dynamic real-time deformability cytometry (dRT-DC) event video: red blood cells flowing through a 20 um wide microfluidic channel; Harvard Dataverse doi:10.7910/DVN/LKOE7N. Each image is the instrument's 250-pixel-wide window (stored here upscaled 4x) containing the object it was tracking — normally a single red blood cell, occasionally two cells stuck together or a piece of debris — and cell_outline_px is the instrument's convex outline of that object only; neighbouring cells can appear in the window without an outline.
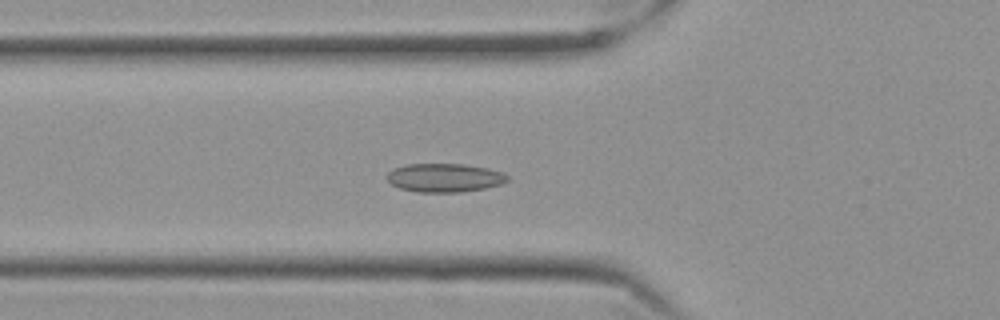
{"species": "Egyptian fruit bat (a non-hibernating species)", "species_latin": "Rousettus aegyptiacus", "temperature_condition": "cold", "stored_images_in_passage": 49, "camera_frame_rate_fps": 3000, "um_per_image_px": 0.085, "frame": {"image": 1, "passage_image": 12, "time_ms": 3.667, "image_size_px": [1000, 320], "cell_outline_px": [[508, 180], [500, 184], [484, 188], [460, 192], [416, 192], [400, 188], [392, 184], [388, 180], [388, 172], [392, 168], [408, 164], [464, 164], [488, 168], [504, 172], [508, 176]], "centroid_in_image_um": [37.79, 15.1], "position_along_channel_um": 88.0, "area_um2": 20.06}}
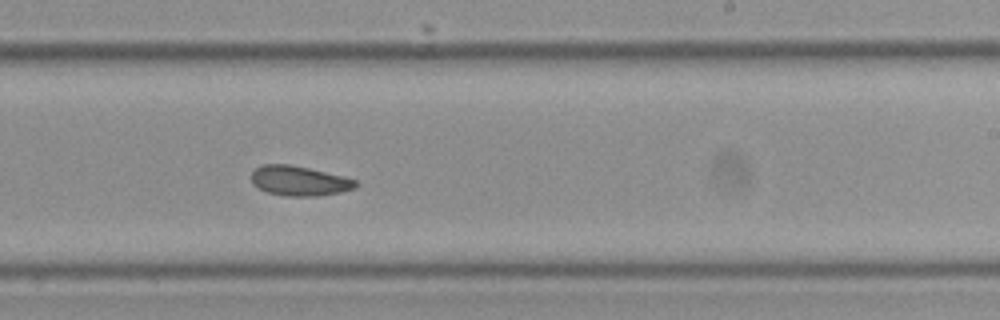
{"frame": {"image": 2, "passage_image": 27, "time_ms": 8.667, "image_size_px": [1000, 320], "cell_outline_px": [[356, 188], [340, 192], [316, 196], [284, 196], [268, 192], [252, 184], [252, 172], [260, 164], [292, 164], [344, 176], [356, 180]], "centroid_in_image_um": [25.43, 15.36], "position_along_channel_um": 263.6, "area_um2": 18.15}}
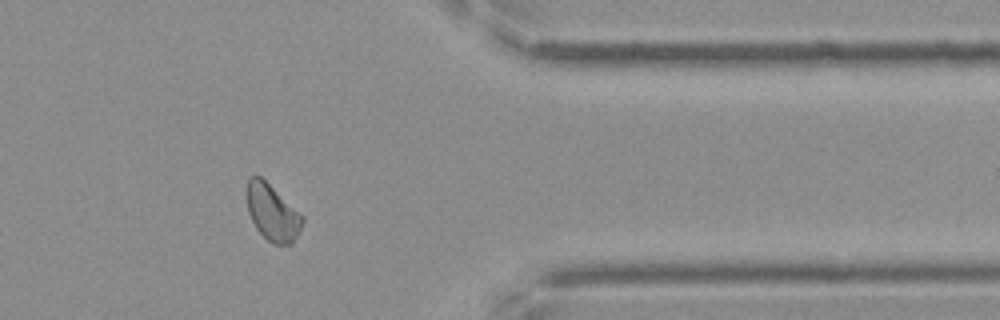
{"frame": {"image": 3, "passage_image": 39, "time_ms": 12.667, "image_size_px": [1000, 320], "cell_outline_px": [[304, 220], [300, 232], [292, 244], [272, 244], [256, 228], [248, 212], [248, 180], [252, 176], [260, 176], [304, 216]], "centroid_in_image_um": [23.19, 18.1], "position_along_channel_um": 388.2, "area_um2": 17.92}, "authors_computed_cell_mechanics": {"area_um2": 18.2648, "velocity_mm_per_s": 3.4994, "shape_relaxation_time_tau1_ms": null, "shape_relaxation_time_tau2_ms": 5.7457, "deformation_change_tau1": null, "deformation_change_tau2": 0.0921}}